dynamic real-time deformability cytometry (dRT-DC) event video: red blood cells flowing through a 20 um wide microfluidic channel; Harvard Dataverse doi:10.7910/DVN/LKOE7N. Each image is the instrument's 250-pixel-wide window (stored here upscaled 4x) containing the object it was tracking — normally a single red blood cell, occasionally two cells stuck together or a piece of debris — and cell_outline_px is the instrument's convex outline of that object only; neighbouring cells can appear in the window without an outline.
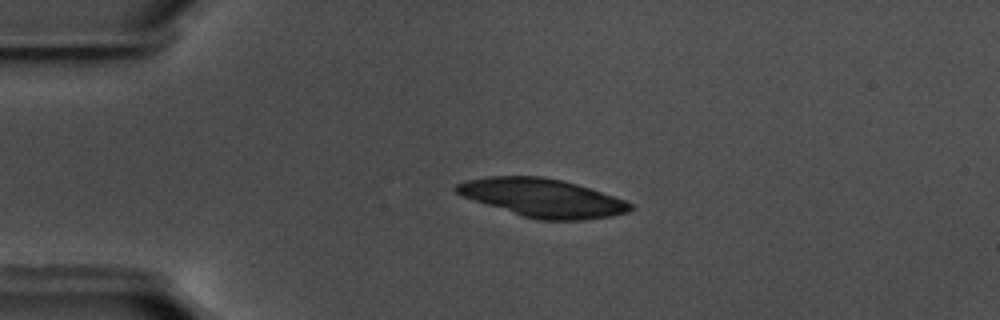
{"species": "common noctule bat (a hibernating species)", "species_latin": "Nyctalus noctula", "temperature_condition": "warm", "stored_images_in_passage": 3, "camera_frame_rate_fps": 3000, "um_per_image_px": 0.085, "animal": {"sex": "male", "body_mass_g": 17.5, "forearm_length_mm": 52.3}, "frame": {"image": 1, "passage_image": 1, "time_ms": 0.0, "image_size_px": [1000, 320], "cell_outline_px": [[628, 208], [612, 212], [588, 216], [540, 216], [572, 188], [580, 188], [592, 192], [624, 204]], "centroid_in_image_um": [49.56, 17.39], "position_along_channel_um": 35.4, "area_um2": 10.52}}